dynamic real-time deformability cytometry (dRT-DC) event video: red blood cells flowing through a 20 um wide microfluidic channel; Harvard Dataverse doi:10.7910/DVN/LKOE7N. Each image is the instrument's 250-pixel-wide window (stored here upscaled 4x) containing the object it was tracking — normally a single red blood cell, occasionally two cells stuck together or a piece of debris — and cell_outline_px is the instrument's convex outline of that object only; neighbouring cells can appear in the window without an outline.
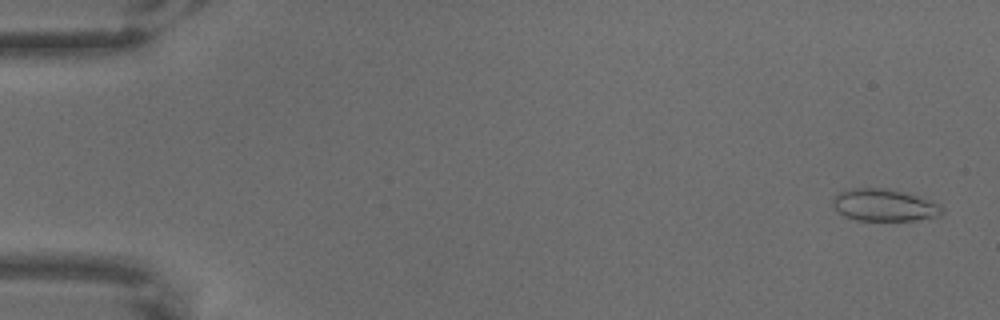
{"species": "common noctule bat (a hibernating species)", "species_latin": "Nyctalus noctula", "temperature_condition": "warm", "stored_images_in_passage": 65, "camera_frame_rate_fps": 3000, "um_per_image_px": 0.085, "animal": {"sex": "male", "body_mass_g": 18.8}, "frame": {"image": 1, "passage_image": 3, "time_ms": 0.667, "image_size_px": [1000, 320], "cell_outline_px": [[944, 212], [940, 216], [912, 220], [856, 220], [844, 216], [832, 204], [832, 200], [840, 192], [848, 188], [884, 188], [916, 196], [940, 204], [944, 208]], "centroid_in_image_um": [75.16, 17.44], "position_along_channel_um": 9.8, "area_um2": 20.17}}
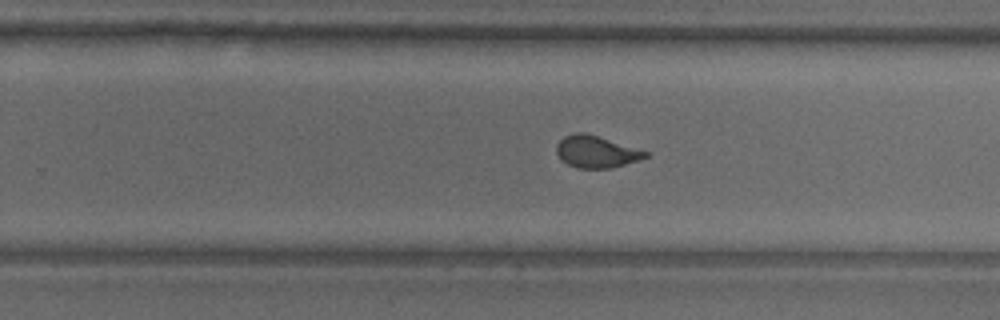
{"frame": {"image": 2, "passage_image": 42, "time_ms": 13.667, "image_size_px": [1000, 320], "cell_outline_px": [[648, 156], [612, 168], [576, 168], [560, 160], [556, 152], [556, 144], [564, 136], [572, 132], [584, 132], [648, 152]], "centroid_in_image_um": [50.59, 12.89], "position_along_channel_um": 279.2, "area_um2": 16.36}}
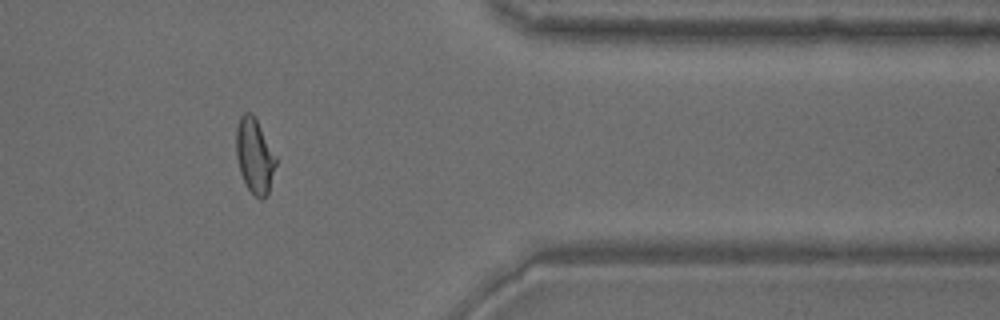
{"frame": {"image": 3, "passage_image": 54, "time_ms": 17.667, "image_size_px": [1000, 320], "cell_outline_px": [[276, 164], [268, 192], [264, 200], [260, 200], [248, 188], [240, 172], [236, 156], [236, 128], [240, 116], [244, 112], [252, 112], [276, 156]], "centroid_in_image_um": [21.63, 13.23], "position_along_channel_um": 389.8, "area_um2": 17.17}}